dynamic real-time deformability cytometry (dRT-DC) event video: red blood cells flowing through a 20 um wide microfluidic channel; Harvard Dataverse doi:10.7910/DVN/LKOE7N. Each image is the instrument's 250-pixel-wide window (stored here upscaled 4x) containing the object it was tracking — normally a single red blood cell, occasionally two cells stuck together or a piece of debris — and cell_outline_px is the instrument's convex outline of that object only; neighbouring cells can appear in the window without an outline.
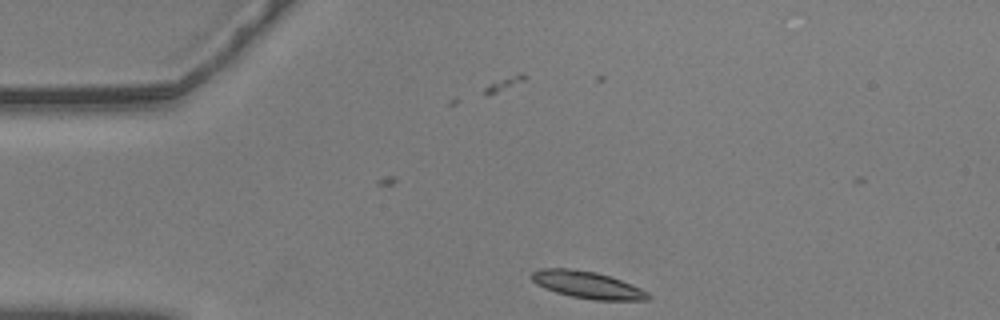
{"species": "common noctule bat (a hibernating species)", "species_latin": "Nyctalus noctula", "temperature_condition": "warm", "stored_images_in_passage": 40, "camera_frame_rate_fps": 3000, "um_per_image_px": 0.085, "animal": {"sex": "male", "body_mass_g": 20.5, "forearm_length_mm": 52.5}, "frame": {"image": 1, "passage_image": 1, "time_ms": 0.0, "image_size_px": [1000, 320], "cell_outline_px": [[652, 296], [648, 300], [592, 300], [572, 296], [556, 292], [544, 288], [536, 284], [532, 280], [532, 272], [540, 268], [572, 268], [596, 272], [632, 284], [648, 292]], "centroid_in_image_um": [49.93, 24.21], "position_along_channel_um": 35.1, "area_um2": 18.38}}
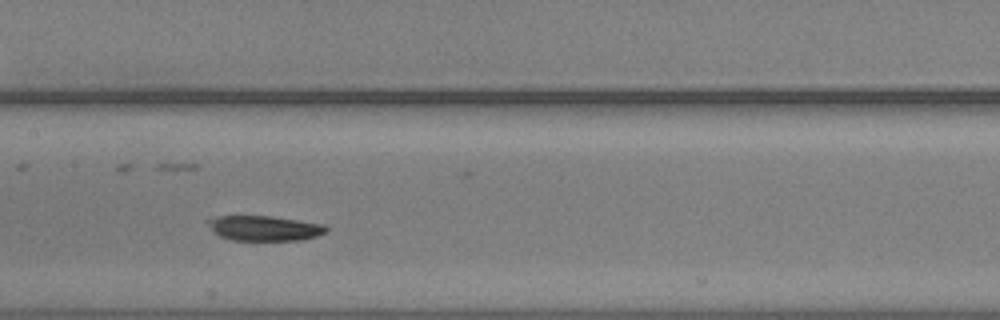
{"frame": {"image": 2, "passage_image": 17, "time_ms": 5.333, "image_size_px": [1000, 320], "cell_outline_px": [[328, 232], [316, 236], [300, 240], [232, 240], [220, 236], [212, 232], [204, 220], [220, 216], [272, 216], [324, 224], [328, 228]], "centroid_in_image_um": [22.45, 19.39], "position_along_channel_um": 185.0, "area_um2": 17.4}}
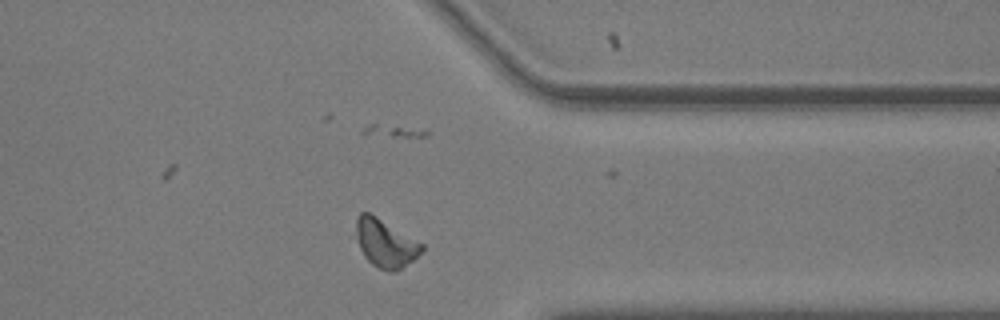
{"frame": {"image": 3, "passage_image": 34, "time_ms": 11.0, "image_size_px": [1000, 320], "cell_outline_px": [[424, 248], [412, 260], [400, 268], [392, 272], [388, 272], [376, 268], [364, 256], [348, 236], [356, 216], [360, 212], [368, 212], [376, 216], [424, 244]], "centroid_in_image_um": [32.58, 20.63], "position_along_channel_um": 378.8, "area_um2": 19.31}}